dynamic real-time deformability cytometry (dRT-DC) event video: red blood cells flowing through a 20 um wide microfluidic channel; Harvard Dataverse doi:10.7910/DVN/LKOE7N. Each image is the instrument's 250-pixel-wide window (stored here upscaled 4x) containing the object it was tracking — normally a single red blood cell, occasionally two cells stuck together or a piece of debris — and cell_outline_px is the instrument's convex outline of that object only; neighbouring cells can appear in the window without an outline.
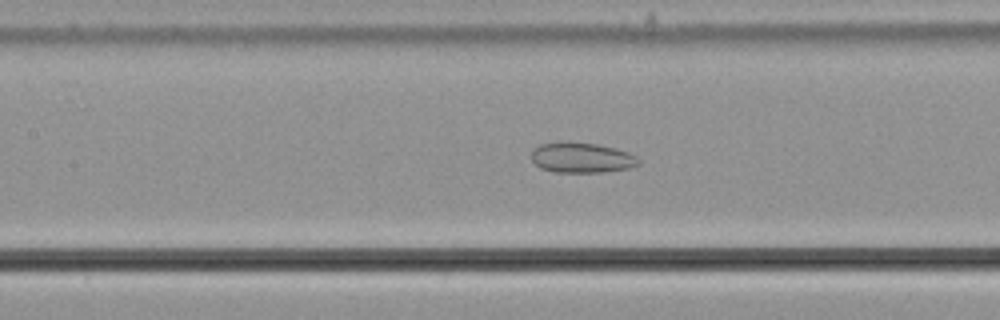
{"species": "common noctule bat (a hibernating species)", "species_latin": "Nyctalus noctula", "temperature_condition": "cold", "stored_images_in_passage": 56, "camera_frame_rate_fps": 3000, "um_per_image_px": 0.085, "animal": {"sex": "male", "body_mass_g": 21.5, "forearm_length_mm": 52.0}, "frame": {"image": 1, "passage_image": 26, "time_ms": 8.333, "image_size_px": [1000, 320], "cell_outline_px": [[640, 164], [628, 168], [604, 172], [556, 172], [540, 168], [532, 160], [532, 152], [540, 144], [560, 140], [568, 140], [596, 144], [616, 148], [628, 152], [636, 156], [640, 160]], "centroid_in_image_um": [49.44, 13.38], "position_along_channel_um": 158.0, "area_um2": 19.19}}
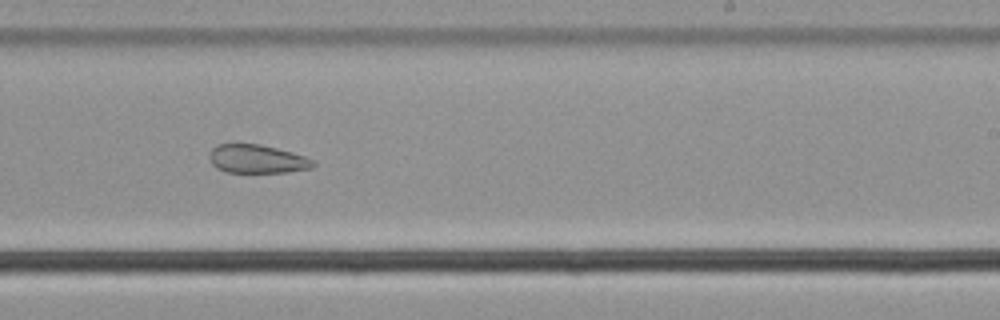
{"frame": {"image": 2, "passage_image": 35, "time_ms": 11.333, "image_size_px": [1000, 320], "cell_outline_px": [[316, 164], [312, 168], [288, 172], [228, 172], [216, 168], [212, 164], [208, 156], [212, 148], [216, 144], [236, 140], [260, 144], [292, 152], [304, 156], [312, 160]], "centroid_in_image_um": [21.77, 13.46], "position_along_channel_um": 267.2, "area_um2": 17.86}}
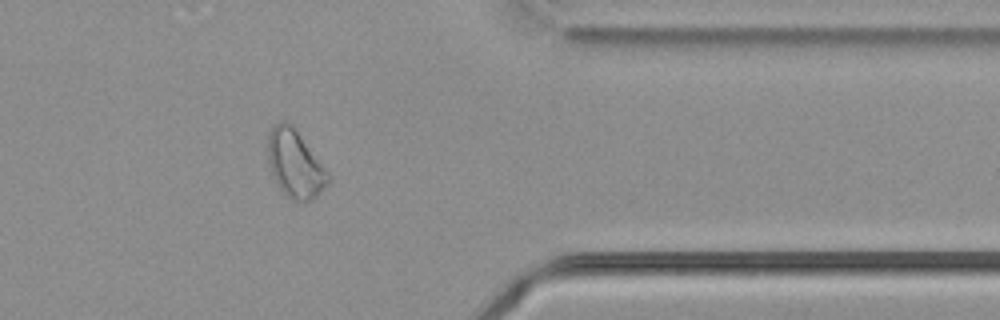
{"frame": {"image": 3, "passage_image": 46, "time_ms": 15.0, "image_size_px": [1000, 320], "cell_outline_px": [[328, 184], [312, 200], [292, 200], [280, 188], [272, 176], [268, 168], [268, 132], [272, 124], [280, 120], [288, 120], [292, 124], [324, 168], [328, 176]], "centroid_in_image_um": [25.01, 13.87], "position_along_channel_um": 386.4, "area_um2": 23.47}, "authors_computed_cell_mechanics": {"area_um2": 24.565, "velocity_mm_per_s": 3.6518, "shape_relaxation_time_tau1_ms": null, "shape_relaxation_time_tau2_ms": 5.2295, "deformation_change_tau1": null, "deformation_change_tau2": 0.1128}}